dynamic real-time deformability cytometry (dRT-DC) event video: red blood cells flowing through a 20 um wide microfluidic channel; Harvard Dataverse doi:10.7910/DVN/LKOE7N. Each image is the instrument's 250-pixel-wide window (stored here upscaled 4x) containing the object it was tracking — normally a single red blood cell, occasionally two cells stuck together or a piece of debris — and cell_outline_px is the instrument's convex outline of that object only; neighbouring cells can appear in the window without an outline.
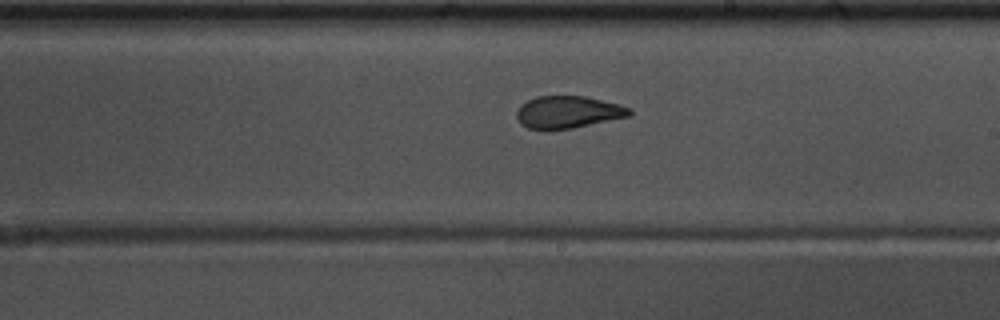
{"species": "common noctule bat (a hibernating species)", "species_latin": "Nyctalus noctula", "temperature_condition": "warm", "stored_images_in_passage": 55, "camera_frame_rate_fps": 3000, "um_per_image_px": 0.085, "animal": {"sex": "male", "body_mass_g": 17.5, "forearm_length_mm": 52.3}, "frame": {"image": 1, "passage_image": 32, "time_ms": 10.333, "image_size_px": [1000, 320], "cell_outline_px": [[632, 116], [572, 128], [528, 128], [520, 124], [516, 116], [516, 112], [520, 104], [536, 96], [584, 96], [620, 104], [632, 108]], "centroid_in_image_um": [48.31, 9.51], "position_along_channel_um": 240.7, "area_um2": 21.15}}
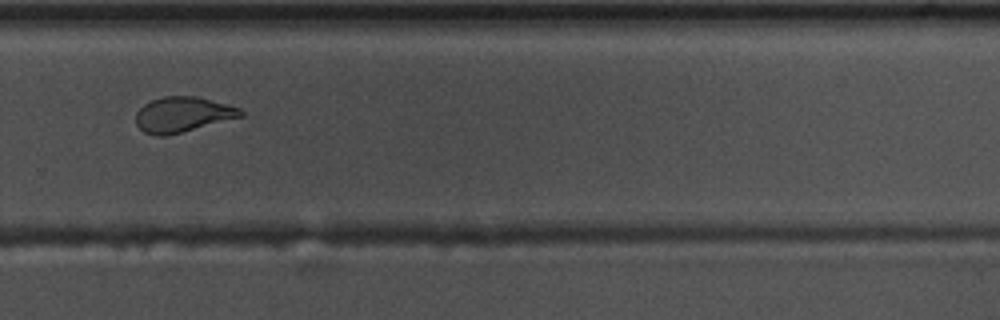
{"frame": {"image": 2, "passage_image": 38, "time_ms": 12.333, "image_size_px": [1000, 320], "cell_outline_px": [[244, 116], [164, 136], [156, 136], [144, 132], [136, 124], [136, 112], [144, 104], [152, 100], [164, 96], [196, 96], [240, 108], [244, 112]], "centroid_in_image_um": [15.51, 9.73], "position_along_channel_um": 314.3, "area_um2": 21.27}}
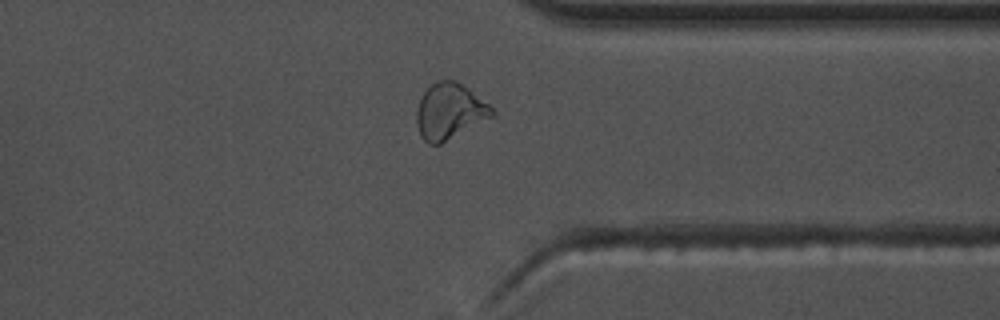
{"frame": {"image": 3, "passage_image": 43, "time_ms": 14.0, "image_size_px": [1000, 320], "cell_outline_px": [[496, 112], [492, 116], [440, 144], [428, 144], [420, 136], [416, 124], [416, 112], [420, 96], [436, 80], [456, 80], [468, 88], [488, 104]], "centroid_in_image_um": [38.17, 9.45], "position_along_channel_um": 373.2, "area_um2": 24.33}, "authors_computed_cell_mechanics": {"area_um2": 21.6172, "velocity_mm_per_s": 3.6837, "shape_relaxation_time_tau1_ms": null, "shape_relaxation_time_tau2_ms": 1.4405, "deformation_change_tau1": null, "deformation_change_tau2": 0.0801}}